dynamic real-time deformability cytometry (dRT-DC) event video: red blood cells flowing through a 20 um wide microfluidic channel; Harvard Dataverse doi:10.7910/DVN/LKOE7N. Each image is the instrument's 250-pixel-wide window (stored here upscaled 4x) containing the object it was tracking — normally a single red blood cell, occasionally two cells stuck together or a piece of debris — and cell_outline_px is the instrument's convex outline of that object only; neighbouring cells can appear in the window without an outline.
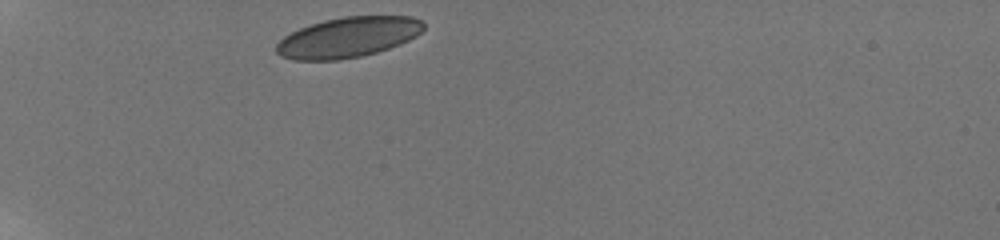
{"species": "human", "species_latin": "Homo sapiens", "temperature_condition": "room temperature", "stored_images_in_passage": 34, "camera_frame_rate_fps": 3000, "um_per_image_px": 0.085, "donor": {"sex": "male"}, "frame": {"image": 1, "passage_image": 1, "time_ms": 0.0, "image_size_px": [1000, 240], "cell_outline_px": [[424, 28], [416, 36], [400, 44], [376, 52], [360, 56], [336, 60], [292, 60], [280, 56], [276, 52], [276, 44], [284, 36], [300, 28], [324, 20], [344, 16], [412, 16], [424, 20]], "centroid_in_image_um": [29.59, 3.16], "position_along_channel_um": 55.4, "area_um2": 34.56}}
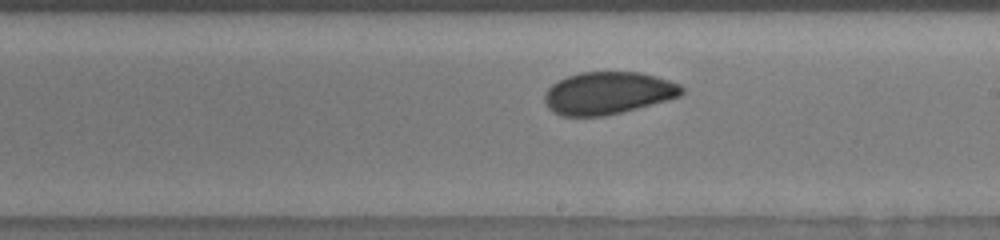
{"frame": {"image": 2, "passage_image": 18, "time_ms": 5.667, "image_size_px": [1000, 240], "cell_outline_px": [[684, 92], [680, 96], [668, 100], [604, 116], [560, 116], [552, 112], [548, 108], [544, 100], [544, 92], [552, 84], [568, 76], [580, 72], [640, 72], [656, 76], [680, 84], [684, 88]], "centroid_in_image_um": [51.66, 7.91], "position_along_channel_um": 237.3, "area_um2": 33.93}}
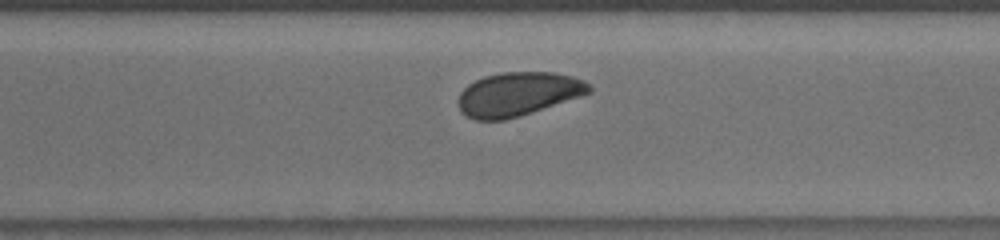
{"frame": {"image": 3, "passage_image": 25, "time_ms": 8.0, "image_size_px": [1000, 240], "cell_outline_px": [[592, 92], [520, 116], [504, 120], [476, 120], [460, 112], [460, 92], [468, 84], [484, 76], [500, 72], [556, 72], [572, 76], [584, 80], [592, 88]], "centroid_in_image_um": [44.04, 7.98], "position_along_channel_um": 326.6, "area_um2": 33.23}, "authors_computed_cell_mechanics": {"area_um2": 33.9286, "velocity_mm_per_s": 3.8247, "shape_relaxation_time_tau1_ms": 6.1272, "shape_relaxation_time_tau2_ms": 1.854, "deformation_change_tau1": 0.0935, "deformation_change_tau2": 0.055}}